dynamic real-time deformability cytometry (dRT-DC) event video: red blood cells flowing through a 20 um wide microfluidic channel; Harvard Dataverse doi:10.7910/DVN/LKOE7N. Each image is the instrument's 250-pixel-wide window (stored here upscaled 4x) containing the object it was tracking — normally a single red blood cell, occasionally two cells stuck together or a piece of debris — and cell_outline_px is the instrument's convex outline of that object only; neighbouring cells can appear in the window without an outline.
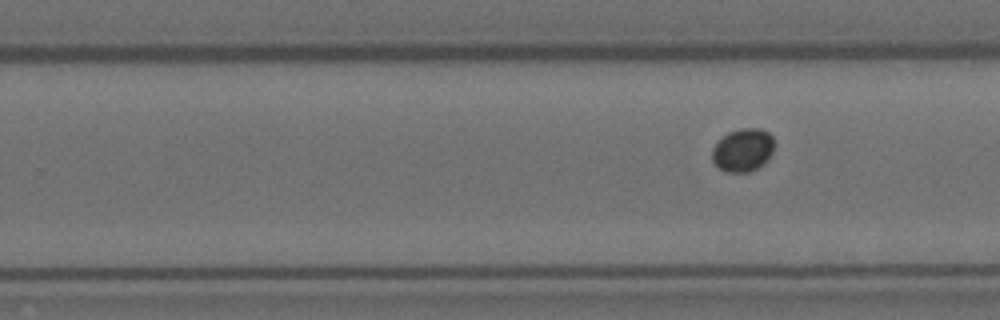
{"species": "Egyptian fruit bat (a non-hibernating species)", "species_latin": "Rousettus aegyptiacus", "temperature_condition": "room temperature", "stored_images_in_passage": 11, "segment_of_instrument_passage": [2, 2], "camera_frame_rate_fps": 3000, "um_per_image_px": 0.085, "animal": {"sex": "female"}, "frame": {"image": 1, "passage_image": 11, "time_ms": 3.333, "image_size_px": [1000, 320], "cell_outline_px": [[772, 152], [768, 160], [764, 164], [748, 172], [724, 172], [712, 160], [712, 148], [728, 132], [740, 128], [760, 128], [768, 132], [772, 136]], "centroid_in_image_um": [63.14, 12.75], "position_along_channel_um": 266.7, "area_um2": 15.49}}